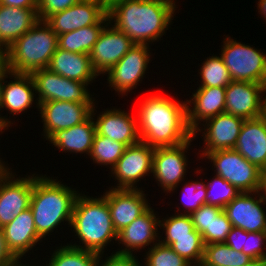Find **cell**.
Instances as JSON below:
<instances>
[{"mask_svg": "<svg viewBox=\"0 0 266 266\" xmlns=\"http://www.w3.org/2000/svg\"><path fill=\"white\" fill-rule=\"evenodd\" d=\"M110 24L104 27L89 53L93 69L98 75L108 72L135 45L127 34ZM109 25L112 27L109 28Z\"/></svg>", "mask_w": 266, "mask_h": 266, "instance_id": "cell-15", "label": "cell"}, {"mask_svg": "<svg viewBox=\"0 0 266 266\" xmlns=\"http://www.w3.org/2000/svg\"><path fill=\"white\" fill-rule=\"evenodd\" d=\"M38 93L37 107L47 101H68L81 104H95L87 90L88 84L65 78L49 68L38 69L31 73Z\"/></svg>", "mask_w": 266, "mask_h": 266, "instance_id": "cell-8", "label": "cell"}, {"mask_svg": "<svg viewBox=\"0 0 266 266\" xmlns=\"http://www.w3.org/2000/svg\"><path fill=\"white\" fill-rule=\"evenodd\" d=\"M204 246L202 237L175 238V242L170 245L178 255L185 258L193 266H200L203 259Z\"/></svg>", "mask_w": 266, "mask_h": 266, "instance_id": "cell-37", "label": "cell"}, {"mask_svg": "<svg viewBox=\"0 0 266 266\" xmlns=\"http://www.w3.org/2000/svg\"><path fill=\"white\" fill-rule=\"evenodd\" d=\"M149 44H135L107 73L109 86L122 95L142 81L150 62Z\"/></svg>", "mask_w": 266, "mask_h": 266, "instance_id": "cell-11", "label": "cell"}, {"mask_svg": "<svg viewBox=\"0 0 266 266\" xmlns=\"http://www.w3.org/2000/svg\"><path fill=\"white\" fill-rule=\"evenodd\" d=\"M146 194L140 188L117 189L106 191L103 197L107 200L114 229L119 233L142 215L150 206Z\"/></svg>", "mask_w": 266, "mask_h": 266, "instance_id": "cell-17", "label": "cell"}, {"mask_svg": "<svg viewBox=\"0 0 266 266\" xmlns=\"http://www.w3.org/2000/svg\"><path fill=\"white\" fill-rule=\"evenodd\" d=\"M8 75L13 76L14 81L5 82ZM8 75L4 76L1 108H6L10 114L17 115L31 107L35 84L31 74L9 72Z\"/></svg>", "mask_w": 266, "mask_h": 266, "instance_id": "cell-28", "label": "cell"}, {"mask_svg": "<svg viewBox=\"0 0 266 266\" xmlns=\"http://www.w3.org/2000/svg\"><path fill=\"white\" fill-rule=\"evenodd\" d=\"M245 237H248V232L240 228L232 227L224 243L232 249L242 252V250H245Z\"/></svg>", "mask_w": 266, "mask_h": 266, "instance_id": "cell-43", "label": "cell"}, {"mask_svg": "<svg viewBox=\"0 0 266 266\" xmlns=\"http://www.w3.org/2000/svg\"><path fill=\"white\" fill-rule=\"evenodd\" d=\"M258 193L260 191L256 192L259 199L251 196V192L240 193L223 208L232 227L250 233L266 231V214L261 207L266 201Z\"/></svg>", "mask_w": 266, "mask_h": 266, "instance_id": "cell-18", "label": "cell"}, {"mask_svg": "<svg viewBox=\"0 0 266 266\" xmlns=\"http://www.w3.org/2000/svg\"><path fill=\"white\" fill-rule=\"evenodd\" d=\"M183 187V205L184 207L188 208V211H184V213L180 214H188L190 215L194 211H196L199 207L203 204H206V186L204 182L199 181H191L186 182ZM186 200V201H185Z\"/></svg>", "mask_w": 266, "mask_h": 266, "instance_id": "cell-38", "label": "cell"}, {"mask_svg": "<svg viewBox=\"0 0 266 266\" xmlns=\"http://www.w3.org/2000/svg\"><path fill=\"white\" fill-rule=\"evenodd\" d=\"M223 42L219 55L228 68L231 80L266 85V55L227 36Z\"/></svg>", "mask_w": 266, "mask_h": 266, "instance_id": "cell-6", "label": "cell"}, {"mask_svg": "<svg viewBox=\"0 0 266 266\" xmlns=\"http://www.w3.org/2000/svg\"><path fill=\"white\" fill-rule=\"evenodd\" d=\"M101 257L102 255L99 257V262H98V266H141L138 263V259H136V257L133 256H127V255H118V254H113L111 256H109L103 263V261L101 262Z\"/></svg>", "mask_w": 266, "mask_h": 266, "instance_id": "cell-44", "label": "cell"}, {"mask_svg": "<svg viewBox=\"0 0 266 266\" xmlns=\"http://www.w3.org/2000/svg\"><path fill=\"white\" fill-rule=\"evenodd\" d=\"M46 22L57 35L86 26L110 23L107 7L93 0H81L68 9L53 14Z\"/></svg>", "mask_w": 266, "mask_h": 266, "instance_id": "cell-12", "label": "cell"}, {"mask_svg": "<svg viewBox=\"0 0 266 266\" xmlns=\"http://www.w3.org/2000/svg\"><path fill=\"white\" fill-rule=\"evenodd\" d=\"M95 122L96 133L106 136L126 146L137 144L141 141L138 130V117L131 116L119 109L106 110L97 116Z\"/></svg>", "mask_w": 266, "mask_h": 266, "instance_id": "cell-22", "label": "cell"}, {"mask_svg": "<svg viewBox=\"0 0 266 266\" xmlns=\"http://www.w3.org/2000/svg\"><path fill=\"white\" fill-rule=\"evenodd\" d=\"M154 150L155 148L142 141L126 147L123 155L111 169L118 181L117 189H136L135 184L140 178L152 173Z\"/></svg>", "mask_w": 266, "mask_h": 266, "instance_id": "cell-13", "label": "cell"}, {"mask_svg": "<svg viewBox=\"0 0 266 266\" xmlns=\"http://www.w3.org/2000/svg\"><path fill=\"white\" fill-rule=\"evenodd\" d=\"M206 186V204L224 208L241 192L228 181L216 175ZM212 192V193H211ZM214 192V193H213Z\"/></svg>", "mask_w": 266, "mask_h": 266, "instance_id": "cell-35", "label": "cell"}, {"mask_svg": "<svg viewBox=\"0 0 266 266\" xmlns=\"http://www.w3.org/2000/svg\"><path fill=\"white\" fill-rule=\"evenodd\" d=\"M80 195L74 204L70 226L84 246L76 243L71 246L101 255L104 247L118 238L107 200L103 196L87 198L86 195Z\"/></svg>", "mask_w": 266, "mask_h": 266, "instance_id": "cell-4", "label": "cell"}, {"mask_svg": "<svg viewBox=\"0 0 266 266\" xmlns=\"http://www.w3.org/2000/svg\"><path fill=\"white\" fill-rule=\"evenodd\" d=\"M153 210L152 207H149L142 215L118 233L117 240L120 241V244L125 245V248L114 254L133 256L132 251H138L149 244L151 246V243L155 245L160 241L157 240L159 218H156V213L154 214Z\"/></svg>", "mask_w": 266, "mask_h": 266, "instance_id": "cell-21", "label": "cell"}, {"mask_svg": "<svg viewBox=\"0 0 266 266\" xmlns=\"http://www.w3.org/2000/svg\"><path fill=\"white\" fill-rule=\"evenodd\" d=\"M17 258L9 250L3 230L0 228V266L15 262Z\"/></svg>", "mask_w": 266, "mask_h": 266, "instance_id": "cell-45", "label": "cell"}, {"mask_svg": "<svg viewBox=\"0 0 266 266\" xmlns=\"http://www.w3.org/2000/svg\"><path fill=\"white\" fill-rule=\"evenodd\" d=\"M265 241L266 231L248 232V237H245V250H242V253L248 255L252 259H266V253L263 248V246L266 247Z\"/></svg>", "mask_w": 266, "mask_h": 266, "instance_id": "cell-41", "label": "cell"}, {"mask_svg": "<svg viewBox=\"0 0 266 266\" xmlns=\"http://www.w3.org/2000/svg\"><path fill=\"white\" fill-rule=\"evenodd\" d=\"M19 260L20 259H17L15 262H12V263L4 265V266H25L23 263L19 262ZM19 263H21V264H19Z\"/></svg>", "mask_w": 266, "mask_h": 266, "instance_id": "cell-52", "label": "cell"}, {"mask_svg": "<svg viewBox=\"0 0 266 266\" xmlns=\"http://www.w3.org/2000/svg\"><path fill=\"white\" fill-rule=\"evenodd\" d=\"M7 167L0 163V228L30 208L33 192V175L14 179Z\"/></svg>", "mask_w": 266, "mask_h": 266, "instance_id": "cell-9", "label": "cell"}, {"mask_svg": "<svg viewBox=\"0 0 266 266\" xmlns=\"http://www.w3.org/2000/svg\"><path fill=\"white\" fill-rule=\"evenodd\" d=\"M223 208L203 204L196 211L190 214L194 228L203 236L206 232H211V223L213 218H216Z\"/></svg>", "mask_w": 266, "mask_h": 266, "instance_id": "cell-39", "label": "cell"}, {"mask_svg": "<svg viewBox=\"0 0 266 266\" xmlns=\"http://www.w3.org/2000/svg\"><path fill=\"white\" fill-rule=\"evenodd\" d=\"M263 92H265L264 84L232 81L226 87L225 112L244 120L263 116L264 97L261 96Z\"/></svg>", "mask_w": 266, "mask_h": 266, "instance_id": "cell-14", "label": "cell"}, {"mask_svg": "<svg viewBox=\"0 0 266 266\" xmlns=\"http://www.w3.org/2000/svg\"><path fill=\"white\" fill-rule=\"evenodd\" d=\"M7 246L20 259L35 247L42 238L38 235L30 208L24 210L14 220L2 228Z\"/></svg>", "mask_w": 266, "mask_h": 266, "instance_id": "cell-24", "label": "cell"}, {"mask_svg": "<svg viewBox=\"0 0 266 266\" xmlns=\"http://www.w3.org/2000/svg\"><path fill=\"white\" fill-rule=\"evenodd\" d=\"M95 104L47 101L39 104L46 140L58 130H65L87 120Z\"/></svg>", "mask_w": 266, "mask_h": 266, "instance_id": "cell-16", "label": "cell"}, {"mask_svg": "<svg viewBox=\"0 0 266 266\" xmlns=\"http://www.w3.org/2000/svg\"><path fill=\"white\" fill-rule=\"evenodd\" d=\"M259 191L261 192L262 197L266 201V169L262 170L261 172V186Z\"/></svg>", "mask_w": 266, "mask_h": 266, "instance_id": "cell-49", "label": "cell"}, {"mask_svg": "<svg viewBox=\"0 0 266 266\" xmlns=\"http://www.w3.org/2000/svg\"><path fill=\"white\" fill-rule=\"evenodd\" d=\"M193 135L184 143L171 147L155 148L152 159V173L164 191L171 193L183 181L187 168V148L191 145Z\"/></svg>", "mask_w": 266, "mask_h": 266, "instance_id": "cell-10", "label": "cell"}, {"mask_svg": "<svg viewBox=\"0 0 266 266\" xmlns=\"http://www.w3.org/2000/svg\"><path fill=\"white\" fill-rule=\"evenodd\" d=\"M234 150L259 169H266V117L264 115L244 120Z\"/></svg>", "mask_w": 266, "mask_h": 266, "instance_id": "cell-23", "label": "cell"}, {"mask_svg": "<svg viewBox=\"0 0 266 266\" xmlns=\"http://www.w3.org/2000/svg\"><path fill=\"white\" fill-rule=\"evenodd\" d=\"M4 77H0V110H1V98H2V86H3ZM11 121H9L5 117H0V131L2 133V130L6 129L7 127H10Z\"/></svg>", "mask_w": 266, "mask_h": 266, "instance_id": "cell-48", "label": "cell"}, {"mask_svg": "<svg viewBox=\"0 0 266 266\" xmlns=\"http://www.w3.org/2000/svg\"><path fill=\"white\" fill-rule=\"evenodd\" d=\"M104 4L107 7V0H93Z\"/></svg>", "mask_w": 266, "mask_h": 266, "instance_id": "cell-56", "label": "cell"}, {"mask_svg": "<svg viewBox=\"0 0 266 266\" xmlns=\"http://www.w3.org/2000/svg\"><path fill=\"white\" fill-rule=\"evenodd\" d=\"M244 119L229 113H220L205 121L204 152L210 153L217 150L234 149L240 134Z\"/></svg>", "mask_w": 266, "mask_h": 266, "instance_id": "cell-20", "label": "cell"}, {"mask_svg": "<svg viewBox=\"0 0 266 266\" xmlns=\"http://www.w3.org/2000/svg\"><path fill=\"white\" fill-rule=\"evenodd\" d=\"M118 1H121V0H107V8L112 5L113 3L115 2H118Z\"/></svg>", "mask_w": 266, "mask_h": 266, "instance_id": "cell-54", "label": "cell"}, {"mask_svg": "<svg viewBox=\"0 0 266 266\" xmlns=\"http://www.w3.org/2000/svg\"><path fill=\"white\" fill-rule=\"evenodd\" d=\"M148 252L145 266H193L185 258L178 255L170 246L158 242Z\"/></svg>", "mask_w": 266, "mask_h": 266, "instance_id": "cell-36", "label": "cell"}, {"mask_svg": "<svg viewBox=\"0 0 266 266\" xmlns=\"http://www.w3.org/2000/svg\"><path fill=\"white\" fill-rule=\"evenodd\" d=\"M99 257L97 253L67 244L54 251L46 266H98Z\"/></svg>", "mask_w": 266, "mask_h": 266, "instance_id": "cell-31", "label": "cell"}, {"mask_svg": "<svg viewBox=\"0 0 266 266\" xmlns=\"http://www.w3.org/2000/svg\"><path fill=\"white\" fill-rule=\"evenodd\" d=\"M244 266H266V259H253Z\"/></svg>", "mask_w": 266, "mask_h": 266, "instance_id": "cell-51", "label": "cell"}, {"mask_svg": "<svg viewBox=\"0 0 266 266\" xmlns=\"http://www.w3.org/2000/svg\"><path fill=\"white\" fill-rule=\"evenodd\" d=\"M81 0H38L37 13L39 20L46 21L55 13L68 9Z\"/></svg>", "mask_w": 266, "mask_h": 266, "instance_id": "cell-42", "label": "cell"}, {"mask_svg": "<svg viewBox=\"0 0 266 266\" xmlns=\"http://www.w3.org/2000/svg\"><path fill=\"white\" fill-rule=\"evenodd\" d=\"M161 1H164L166 3H169L170 5H172L173 7L176 8L175 1L174 0H161Z\"/></svg>", "mask_w": 266, "mask_h": 266, "instance_id": "cell-53", "label": "cell"}, {"mask_svg": "<svg viewBox=\"0 0 266 266\" xmlns=\"http://www.w3.org/2000/svg\"><path fill=\"white\" fill-rule=\"evenodd\" d=\"M174 11L175 7L161 0H121L107 8L109 21L116 29L135 44L146 45L165 34Z\"/></svg>", "mask_w": 266, "mask_h": 266, "instance_id": "cell-2", "label": "cell"}, {"mask_svg": "<svg viewBox=\"0 0 266 266\" xmlns=\"http://www.w3.org/2000/svg\"><path fill=\"white\" fill-rule=\"evenodd\" d=\"M199 72L202 83L199 87H224L226 88L231 82L228 68L219 56H212L202 63Z\"/></svg>", "mask_w": 266, "mask_h": 266, "instance_id": "cell-34", "label": "cell"}, {"mask_svg": "<svg viewBox=\"0 0 266 266\" xmlns=\"http://www.w3.org/2000/svg\"><path fill=\"white\" fill-rule=\"evenodd\" d=\"M258 8L260 9L258 12H260L259 14L264 15L262 17H264L266 20V0H259L258 2Z\"/></svg>", "mask_w": 266, "mask_h": 266, "instance_id": "cell-50", "label": "cell"}, {"mask_svg": "<svg viewBox=\"0 0 266 266\" xmlns=\"http://www.w3.org/2000/svg\"><path fill=\"white\" fill-rule=\"evenodd\" d=\"M192 97V99L186 100L187 125L196 136L199 131H202L198 125L201 123L200 121L205 122L207 119L225 112L226 88L199 87ZM191 102L194 108L189 107Z\"/></svg>", "mask_w": 266, "mask_h": 266, "instance_id": "cell-19", "label": "cell"}, {"mask_svg": "<svg viewBox=\"0 0 266 266\" xmlns=\"http://www.w3.org/2000/svg\"><path fill=\"white\" fill-rule=\"evenodd\" d=\"M159 226L165 230V239L159 241L161 244L170 246L175 242V238L202 237L194 228L190 215L177 214L168 219L159 220Z\"/></svg>", "mask_w": 266, "mask_h": 266, "instance_id": "cell-33", "label": "cell"}, {"mask_svg": "<svg viewBox=\"0 0 266 266\" xmlns=\"http://www.w3.org/2000/svg\"><path fill=\"white\" fill-rule=\"evenodd\" d=\"M202 157L213 162L216 175L235 186L241 193L253 192L254 196L261 186V172L234 149L217 150L203 153Z\"/></svg>", "mask_w": 266, "mask_h": 266, "instance_id": "cell-7", "label": "cell"}, {"mask_svg": "<svg viewBox=\"0 0 266 266\" xmlns=\"http://www.w3.org/2000/svg\"><path fill=\"white\" fill-rule=\"evenodd\" d=\"M252 260L248 255L232 249L224 242L210 243L204 246L200 266H244Z\"/></svg>", "mask_w": 266, "mask_h": 266, "instance_id": "cell-30", "label": "cell"}, {"mask_svg": "<svg viewBox=\"0 0 266 266\" xmlns=\"http://www.w3.org/2000/svg\"><path fill=\"white\" fill-rule=\"evenodd\" d=\"M138 130L142 142L153 148L177 146L193 132L187 125V104L167 96L152 94L139 104Z\"/></svg>", "mask_w": 266, "mask_h": 266, "instance_id": "cell-1", "label": "cell"}, {"mask_svg": "<svg viewBox=\"0 0 266 266\" xmlns=\"http://www.w3.org/2000/svg\"><path fill=\"white\" fill-rule=\"evenodd\" d=\"M39 20L37 8H21L0 4V45L9 48Z\"/></svg>", "mask_w": 266, "mask_h": 266, "instance_id": "cell-25", "label": "cell"}, {"mask_svg": "<svg viewBox=\"0 0 266 266\" xmlns=\"http://www.w3.org/2000/svg\"><path fill=\"white\" fill-rule=\"evenodd\" d=\"M33 174L30 209L38 235L43 239L63 221L71 225L73 208L79 191L50 177Z\"/></svg>", "mask_w": 266, "mask_h": 266, "instance_id": "cell-3", "label": "cell"}, {"mask_svg": "<svg viewBox=\"0 0 266 266\" xmlns=\"http://www.w3.org/2000/svg\"><path fill=\"white\" fill-rule=\"evenodd\" d=\"M126 147L121 142L96 133L89 156L92 157L93 162L106 166L110 165V169H112L123 155Z\"/></svg>", "mask_w": 266, "mask_h": 266, "instance_id": "cell-32", "label": "cell"}, {"mask_svg": "<svg viewBox=\"0 0 266 266\" xmlns=\"http://www.w3.org/2000/svg\"><path fill=\"white\" fill-rule=\"evenodd\" d=\"M93 106L91 116L84 122L65 130L55 131L48 140L55 147L70 153H86L90 155L94 136L96 134Z\"/></svg>", "mask_w": 266, "mask_h": 266, "instance_id": "cell-27", "label": "cell"}, {"mask_svg": "<svg viewBox=\"0 0 266 266\" xmlns=\"http://www.w3.org/2000/svg\"><path fill=\"white\" fill-rule=\"evenodd\" d=\"M0 4L11 7L38 8V0H0Z\"/></svg>", "mask_w": 266, "mask_h": 266, "instance_id": "cell-46", "label": "cell"}, {"mask_svg": "<svg viewBox=\"0 0 266 266\" xmlns=\"http://www.w3.org/2000/svg\"><path fill=\"white\" fill-rule=\"evenodd\" d=\"M57 48L58 35L46 21L38 20L8 48L9 71L31 74L48 68Z\"/></svg>", "mask_w": 266, "mask_h": 266, "instance_id": "cell-5", "label": "cell"}, {"mask_svg": "<svg viewBox=\"0 0 266 266\" xmlns=\"http://www.w3.org/2000/svg\"><path fill=\"white\" fill-rule=\"evenodd\" d=\"M231 229L232 224L223 210L216 218H213L211 232H206L202 236L204 244L224 242Z\"/></svg>", "mask_w": 266, "mask_h": 266, "instance_id": "cell-40", "label": "cell"}, {"mask_svg": "<svg viewBox=\"0 0 266 266\" xmlns=\"http://www.w3.org/2000/svg\"><path fill=\"white\" fill-rule=\"evenodd\" d=\"M48 68L65 78L90 84L97 76L89 54L74 53L57 48Z\"/></svg>", "mask_w": 266, "mask_h": 266, "instance_id": "cell-26", "label": "cell"}, {"mask_svg": "<svg viewBox=\"0 0 266 266\" xmlns=\"http://www.w3.org/2000/svg\"><path fill=\"white\" fill-rule=\"evenodd\" d=\"M0 45V77L9 74L8 48Z\"/></svg>", "mask_w": 266, "mask_h": 266, "instance_id": "cell-47", "label": "cell"}, {"mask_svg": "<svg viewBox=\"0 0 266 266\" xmlns=\"http://www.w3.org/2000/svg\"><path fill=\"white\" fill-rule=\"evenodd\" d=\"M266 93V85H265V92ZM264 116L266 117V96L264 97Z\"/></svg>", "mask_w": 266, "mask_h": 266, "instance_id": "cell-55", "label": "cell"}, {"mask_svg": "<svg viewBox=\"0 0 266 266\" xmlns=\"http://www.w3.org/2000/svg\"><path fill=\"white\" fill-rule=\"evenodd\" d=\"M105 26L95 24L58 35V47L69 52L89 54Z\"/></svg>", "mask_w": 266, "mask_h": 266, "instance_id": "cell-29", "label": "cell"}]
</instances>
